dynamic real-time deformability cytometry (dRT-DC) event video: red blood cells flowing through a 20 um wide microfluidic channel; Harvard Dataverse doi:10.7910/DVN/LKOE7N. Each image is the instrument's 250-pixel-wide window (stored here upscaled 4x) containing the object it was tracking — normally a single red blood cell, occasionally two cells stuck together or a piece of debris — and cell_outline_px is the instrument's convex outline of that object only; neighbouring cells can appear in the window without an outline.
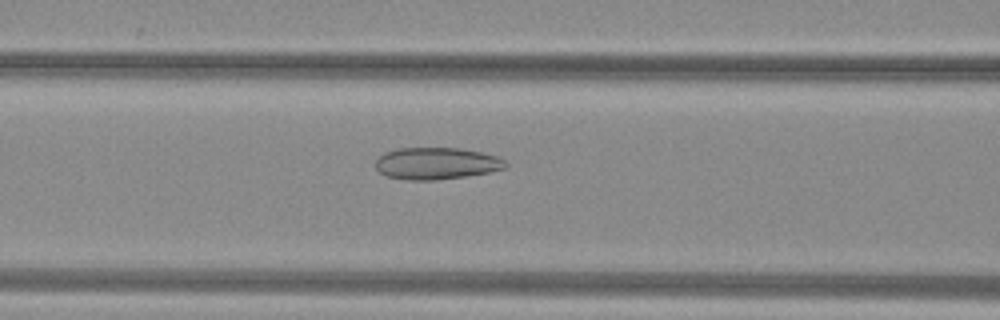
{"species": "common noctule bat (a hibernating species)", "species_latin": "Nyctalus noctula", "temperature_condition": "warm", "stored_images_in_passage": 52, "camera_frame_rate_fps": 3000, "um_per_image_px": 0.085, "animal": {"sex": "female", "body_mass_g": 29.2, "forearm_length_mm": 56.3}, "frame": {"image": 1, "passage_image": 23, "time_ms": 7.333, "image_size_px": [1000, 320], "cell_outline_px": [[508, 164], [504, 168], [488, 172], [464, 176], [436, 180], [408, 180], [388, 176], [380, 172], [376, 168], [376, 160], [384, 152], [396, 148], [460, 148], [500, 156]], "centroid_in_image_um": [37.09, 13.88], "position_along_channel_um": 129.5, "area_um2": 24.1}}
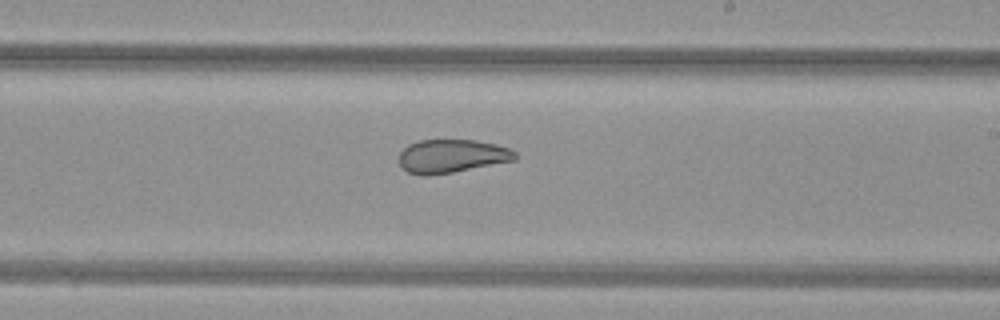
{"frame": {"image": 2, "passage_image": 32, "time_ms": 10.333, "image_size_px": [1000, 320], "cell_outline_px": [[516, 160], [452, 172], [428, 176], [424, 176], [408, 172], [400, 164], [400, 152], [408, 144], [420, 140], [476, 140], [496, 144], [508, 148], [516, 152]], "centroid_in_image_um": [38.4, 13.26], "position_along_channel_um": 250.6, "area_um2": 22.48}}
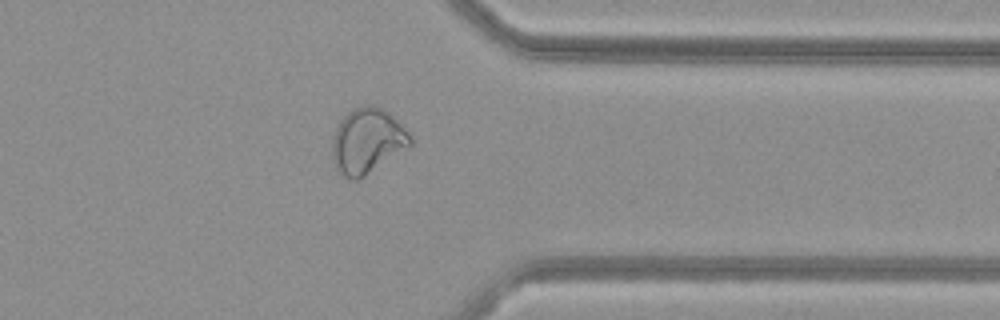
{"frame": {"image": 3, "passage_image": 42, "time_ms": 13.667, "image_size_px": [1000, 320], "cell_outline_px": [[416, 140], [412, 144], [364, 176], [356, 180], [352, 180], [344, 176], [336, 168], [332, 160], [332, 136], [340, 120], [352, 108], [364, 104], [372, 104], [384, 108]], "centroid_in_image_um": [31.2, 11.95], "position_along_channel_um": 380.2, "area_um2": 29.71}}